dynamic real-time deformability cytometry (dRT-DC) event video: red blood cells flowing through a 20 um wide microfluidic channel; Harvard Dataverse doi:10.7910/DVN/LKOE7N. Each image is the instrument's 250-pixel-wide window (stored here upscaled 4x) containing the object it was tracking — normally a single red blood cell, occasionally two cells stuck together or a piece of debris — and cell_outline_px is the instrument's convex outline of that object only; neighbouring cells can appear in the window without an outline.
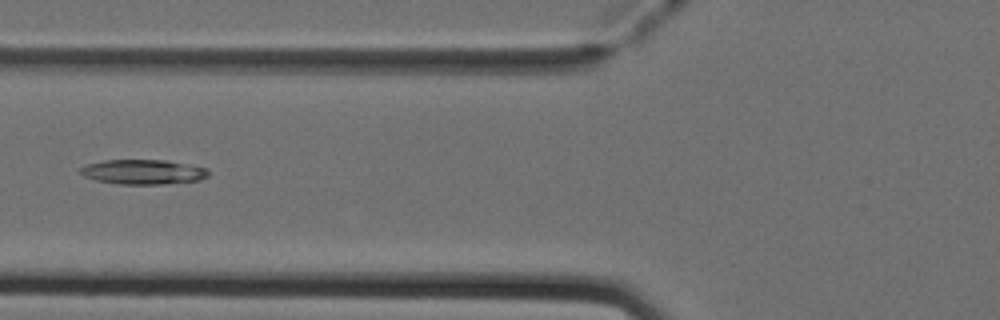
{"species": "Egyptian fruit bat (a non-hibernating species)", "species_latin": "Rousettus aegyptiacus", "temperature_condition": "cold", "stored_images_in_passage": 37, "camera_frame_rate_fps": 3000, "um_per_image_px": 0.085, "animal": {"sex": "female"}, "frame": {"image": 1, "passage_image": 12, "time_ms": 3.667, "image_size_px": [1000, 320], "cell_outline_px": [[208, 176], [200, 180], [164, 184], [120, 184], [96, 180], [84, 176], [80, 172], [80, 168], [88, 164], [104, 160], [164, 160], [208, 168]], "centroid_in_image_um": [12.18, 14.61], "position_along_channel_um": 113.6, "area_um2": 18.32}}
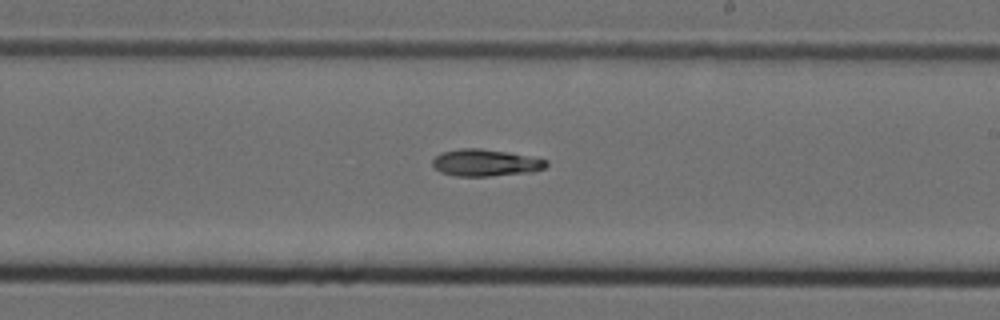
{"frame": {"image": 2, "passage_image": 22, "time_ms": 7.0, "image_size_px": [1000, 320], "cell_outline_px": [[548, 164], [544, 168], [532, 172], [488, 176], [456, 176], [440, 172], [432, 164], [432, 160], [440, 152], [460, 148], [480, 148], [508, 152], [548, 160]], "centroid_in_image_um": [41.25, 13.83], "position_along_channel_um": 247.8, "area_um2": 17.86}}
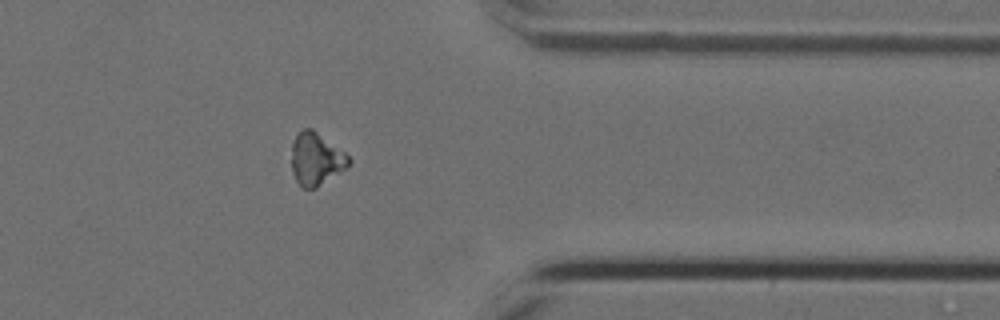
{"frame": {"image": 3, "passage_image": 33, "time_ms": 10.667, "image_size_px": [1000, 320], "cell_outline_px": [[352, 160], [348, 168], [316, 188], [300, 188], [292, 172], [292, 144], [296, 136], [304, 128], [312, 128], [344, 152]], "centroid_in_image_um": [26.88, 13.54], "position_along_channel_um": 384.5, "area_um2": 17.57}, "authors_computed_cell_mechanics": {"area_um2": 17.8602, "velocity_mm_per_s": 4.0204, "shape_relaxation_time_tau1_ms": 7.2753, "shape_relaxation_time_tau2_ms": null, "deformation_change_tau1": 0.1436, "deformation_change_tau2": null}}